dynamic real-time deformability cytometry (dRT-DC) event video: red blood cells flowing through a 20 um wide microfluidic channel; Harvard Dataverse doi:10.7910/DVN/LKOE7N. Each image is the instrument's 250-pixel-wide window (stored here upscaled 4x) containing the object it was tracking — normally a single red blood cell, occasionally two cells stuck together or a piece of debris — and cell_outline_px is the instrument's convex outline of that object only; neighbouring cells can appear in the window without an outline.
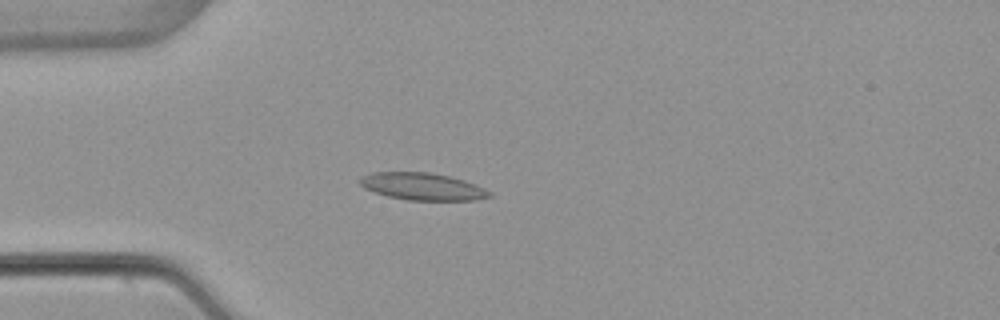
{"species": "common noctule bat (a hibernating species)", "species_latin": "Nyctalus noctula", "temperature_condition": "warm", "stored_images_in_passage": 5, "camera_frame_rate_fps": 3000, "um_per_image_px": 0.085, "animal": {"sex": "female", "body_mass_g": 22.7, "forearm_length_mm": 54.2}, "frame": {"image": 1, "passage_image": 4, "time_ms": 4.667, "image_size_px": [1000, 320], "cell_outline_px": [[492, 196], [476, 200], [408, 200], [388, 196], [364, 188], [356, 180], [360, 176], [372, 172], [428, 172], [452, 176], [464, 180], [484, 188], [492, 192]], "centroid_in_image_um": [35.89, 15.84], "position_along_channel_um": 49.1, "area_um2": 20.69}}